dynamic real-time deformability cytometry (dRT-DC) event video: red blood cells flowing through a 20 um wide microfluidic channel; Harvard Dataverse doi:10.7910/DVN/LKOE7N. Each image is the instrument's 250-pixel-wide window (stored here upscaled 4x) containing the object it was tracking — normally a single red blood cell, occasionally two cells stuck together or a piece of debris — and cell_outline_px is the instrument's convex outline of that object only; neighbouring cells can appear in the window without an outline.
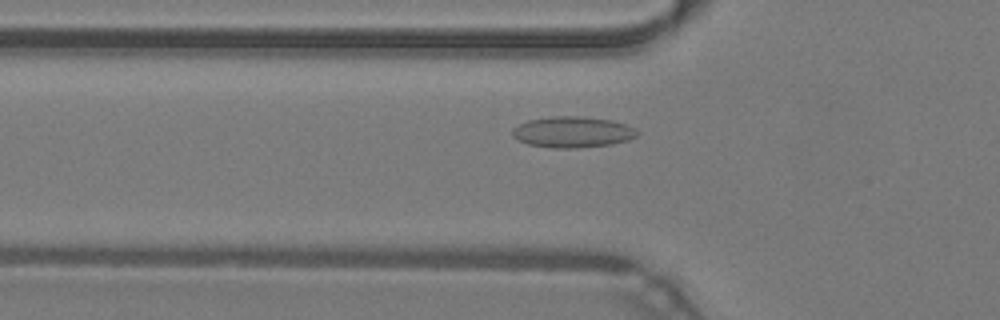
{"species": "common noctule bat (a hibernating species)", "species_latin": "Nyctalus noctula", "temperature_condition": "warm", "stored_images_in_passage": 49, "camera_frame_rate_fps": 3000, "um_per_image_px": 0.085, "animal": {"sex": "male", "body_mass_g": 19.2, "forearm_length_mm": 51.8}, "frame": {"image": 1, "passage_image": 17, "time_ms": 5.333, "image_size_px": [1000, 320], "cell_outline_px": [[640, 132], [636, 136], [628, 140], [612, 144], [576, 148], [552, 148], [528, 144], [516, 140], [512, 136], [512, 128], [528, 120], [552, 116], [580, 116], [612, 120], [636, 128]], "centroid_in_image_um": [48.66, 11.22], "position_along_channel_um": 77.1, "area_um2": 22.72}}
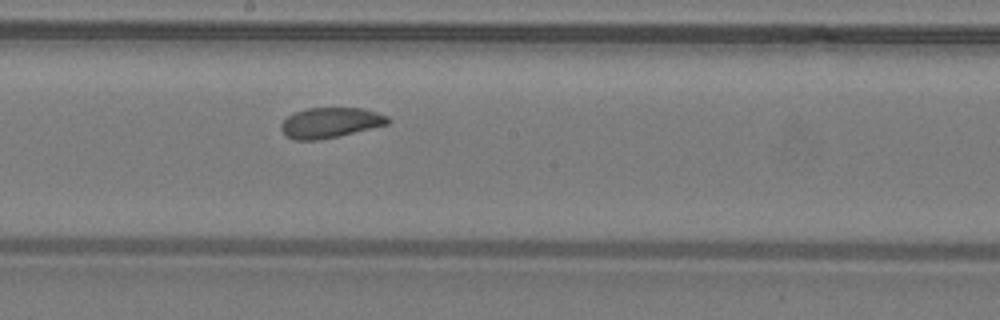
{"frame": {"image": 2, "passage_image": 27, "time_ms": 8.667, "image_size_px": [1000, 320], "cell_outline_px": [[392, 120], [388, 124], [320, 140], [296, 140], [284, 136], [280, 128], [280, 124], [288, 116], [296, 112], [308, 108], [364, 108], [388, 116]], "centroid_in_image_um": [28.06, 10.43], "position_along_channel_um": 220.1, "area_um2": 18.84}}
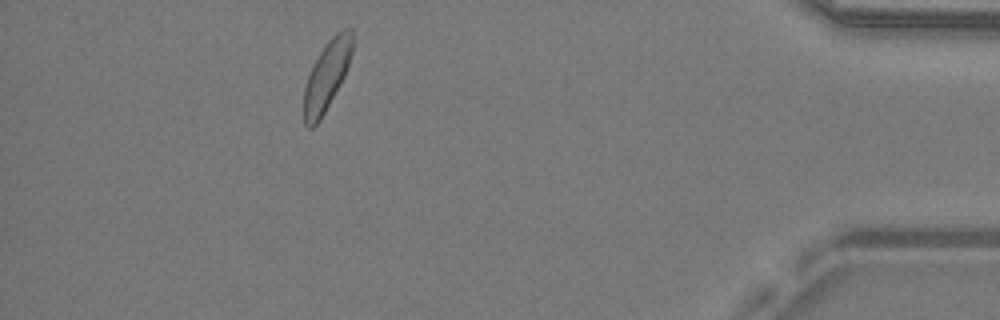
{"frame": {"image": 3, "passage_image": 44, "time_ms": 14.333, "image_size_px": [1000, 320], "cell_outline_px": [[352, 52], [344, 76], [340, 84], [320, 120], [312, 128], [308, 128], [304, 124], [304, 88], [308, 76], [324, 44], [336, 32], [344, 28], [352, 28]], "centroid_in_image_um": [27.77, 6.43], "position_along_channel_um": 407.4, "area_um2": 19.31}}